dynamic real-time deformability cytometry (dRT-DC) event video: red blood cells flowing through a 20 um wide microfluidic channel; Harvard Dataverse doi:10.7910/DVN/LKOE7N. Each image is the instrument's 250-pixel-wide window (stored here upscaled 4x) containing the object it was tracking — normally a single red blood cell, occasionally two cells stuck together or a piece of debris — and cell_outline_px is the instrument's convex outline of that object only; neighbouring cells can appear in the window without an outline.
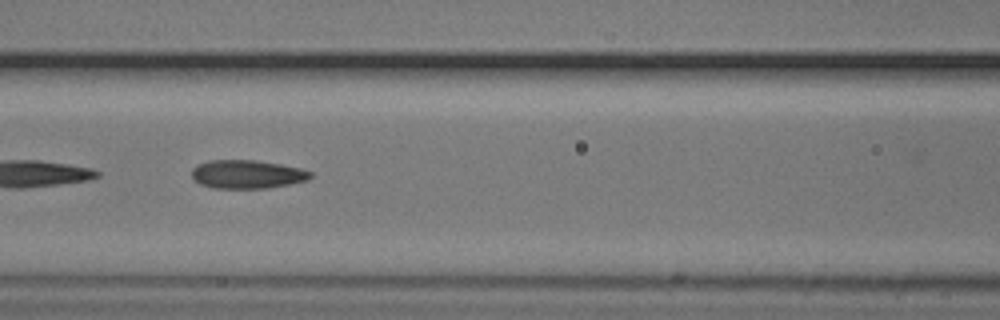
{"species": "common noctule bat (a hibernating species)", "species_latin": "Nyctalus noctula", "temperature_condition": "cold", "stored_images_in_passage": 30, "camera_frame_rate_fps": 3000, "um_per_image_px": 0.085, "animal": {"sex": "male", "body_mass_g": 20.5, "forearm_length_mm": 52.5}, "frame": {"image": 1, "passage_image": 23, "time_ms": 7.333, "image_size_px": [1000, 320], "cell_outline_px": [[312, 176], [308, 180], [268, 188], [212, 188], [200, 184], [192, 180], [192, 168], [196, 164], [208, 160], [256, 160], [280, 164], [300, 168], [312, 172]], "centroid_in_image_um": [20.96, 14.81], "position_along_channel_um": 145.6, "area_um2": 19.88}}